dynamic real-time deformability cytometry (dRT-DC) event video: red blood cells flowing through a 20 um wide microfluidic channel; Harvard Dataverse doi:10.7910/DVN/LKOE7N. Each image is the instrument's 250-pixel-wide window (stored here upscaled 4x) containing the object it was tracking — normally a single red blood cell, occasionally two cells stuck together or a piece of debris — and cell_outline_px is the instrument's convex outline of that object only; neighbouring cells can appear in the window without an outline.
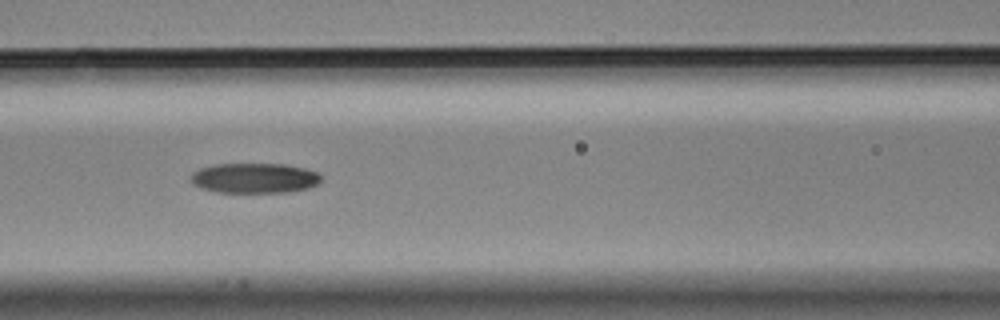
{"species": "Egyptian fruit bat (a non-hibernating species)", "species_latin": "Rousettus aegyptiacus", "temperature_condition": "cold", "stored_images_in_passage": 10, "camera_frame_rate_fps": 3000, "um_per_image_px": 0.085, "animal": {"sex": "male"}, "frame": {"image": 1, "passage_image": 6, "time_ms": 1.667, "image_size_px": [1000, 320], "cell_outline_px": [[320, 180], [316, 184], [308, 188], [288, 192], [216, 192], [200, 188], [188, 176], [192, 172], [200, 168], [212, 164], [284, 164], [304, 168], [316, 172], [320, 176]], "centroid_in_image_um": [21.59, 15.13], "position_along_channel_um": 145.0, "area_um2": 22.77}}
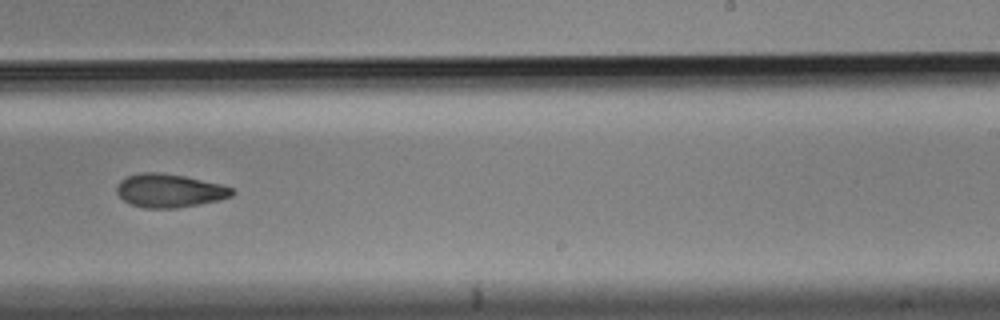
{"frame": {"image": 2, "passage_image": 9, "time_ms": 2.667, "image_size_px": [1000, 320], "cell_outline_px": [[236, 192], [232, 196], [220, 200], [200, 204], [176, 208], [144, 208], [132, 204], [124, 200], [116, 192], [116, 188], [120, 180], [128, 176], [140, 172], [156, 172], [184, 176], [224, 184], [232, 188]], "centroid_in_image_um": [14.44, 16.2], "position_along_channel_um": 274.6, "area_um2": 22.6}}
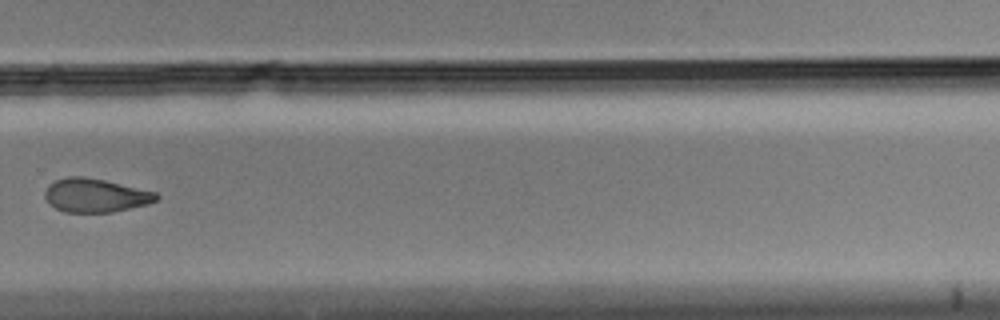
{"frame": {"image": 3, "passage_image": 10, "time_ms": 3.0, "image_size_px": [1000, 320], "cell_outline_px": [[160, 196], [156, 200], [148, 204], [112, 212], [64, 212], [56, 208], [44, 196], [44, 192], [48, 184], [56, 180], [68, 176], [84, 176], [104, 180], [156, 192]], "centroid_in_image_um": [8.11, 16.6], "position_along_channel_um": 321.7, "area_um2": 21.73}}